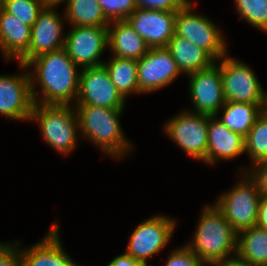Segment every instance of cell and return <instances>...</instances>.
<instances>
[{
  "label": "cell",
  "instance_id": "cell-1",
  "mask_svg": "<svg viewBox=\"0 0 267 266\" xmlns=\"http://www.w3.org/2000/svg\"><path fill=\"white\" fill-rule=\"evenodd\" d=\"M19 66L25 72L31 66L35 68L33 74L29 72L34 103L75 104L79 92L81 70L77 69L78 66L68 56L65 48L42 54L30 60L26 65L19 64ZM36 82L40 87V92L35 90Z\"/></svg>",
  "mask_w": 267,
  "mask_h": 266
},
{
  "label": "cell",
  "instance_id": "cell-2",
  "mask_svg": "<svg viewBox=\"0 0 267 266\" xmlns=\"http://www.w3.org/2000/svg\"><path fill=\"white\" fill-rule=\"evenodd\" d=\"M79 130L105 154L118 160L129 154L132 144L124 136L119 117L124 109L75 104Z\"/></svg>",
  "mask_w": 267,
  "mask_h": 266
},
{
  "label": "cell",
  "instance_id": "cell-3",
  "mask_svg": "<svg viewBox=\"0 0 267 266\" xmlns=\"http://www.w3.org/2000/svg\"><path fill=\"white\" fill-rule=\"evenodd\" d=\"M198 222L192 237L193 241L186 246L206 266L236 256L238 233L215 205L203 207Z\"/></svg>",
  "mask_w": 267,
  "mask_h": 266
},
{
  "label": "cell",
  "instance_id": "cell-4",
  "mask_svg": "<svg viewBox=\"0 0 267 266\" xmlns=\"http://www.w3.org/2000/svg\"><path fill=\"white\" fill-rule=\"evenodd\" d=\"M71 105L34 103L30 120L39 122L41 136L53 149L67 155L77 144L78 118Z\"/></svg>",
  "mask_w": 267,
  "mask_h": 266
},
{
  "label": "cell",
  "instance_id": "cell-5",
  "mask_svg": "<svg viewBox=\"0 0 267 266\" xmlns=\"http://www.w3.org/2000/svg\"><path fill=\"white\" fill-rule=\"evenodd\" d=\"M243 174L233 188L212 203L237 233L256 226L258 207L262 198L256 182L247 172Z\"/></svg>",
  "mask_w": 267,
  "mask_h": 266
},
{
  "label": "cell",
  "instance_id": "cell-6",
  "mask_svg": "<svg viewBox=\"0 0 267 266\" xmlns=\"http://www.w3.org/2000/svg\"><path fill=\"white\" fill-rule=\"evenodd\" d=\"M194 5L189 0L177 11L175 35L191 41L218 61L227 55L226 41L215 23L192 10Z\"/></svg>",
  "mask_w": 267,
  "mask_h": 266
},
{
  "label": "cell",
  "instance_id": "cell-7",
  "mask_svg": "<svg viewBox=\"0 0 267 266\" xmlns=\"http://www.w3.org/2000/svg\"><path fill=\"white\" fill-rule=\"evenodd\" d=\"M220 61L226 102L267 104V92L249 66L227 55L223 56Z\"/></svg>",
  "mask_w": 267,
  "mask_h": 266
},
{
  "label": "cell",
  "instance_id": "cell-8",
  "mask_svg": "<svg viewBox=\"0 0 267 266\" xmlns=\"http://www.w3.org/2000/svg\"><path fill=\"white\" fill-rule=\"evenodd\" d=\"M164 131L187 155L206 163L208 115L184 110L165 123Z\"/></svg>",
  "mask_w": 267,
  "mask_h": 266
},
{
  "label": "cell",
  "instance_id": "cell-9",
  "mask_svg": "<svg viewBox=\"0 0 267 266\" xmlns=\"http://www.w3.org/2000/svg\"><path fill=\"white\" fill-rule=\"evenodd\" d=\"M176 222L164 215H155L137 225L131 233L126 253L138 260L143 266L147 259L166 247L170 241Z\"/></svg>",
  "mask_w": 267,
  "mask_h": 266
},
{
  "label": "cell",
  "instance_id": "cell-10",
  "mask_svg": "<svg viewBox=\"0 0 267 266\" xmlns=\"http://www.w3.org/2000/svg\"><path fill=\"white\" fill-rule=\"evenodd\" d=\"M64 48L78 67L103 65L100 56L108 48V29L107 27L73 26L66 35Z\"/></svg>",
  "mask_w": 267,
  "mask_h": 266
},
{
  "label": "cell",
  "instance_id": "cell-11",
  "mask_svg": "<svg viewBox=\"0 0 267 266\" xmlns=\"http://www.w3.org/2000/svg\"><path fill=\"white\" fill-rule=\"evenodd\" d=\"M81 69L79 92L75 104L124 109L125 99L111 82L104 65Z\"/></svg>",
  "mask_w": 267,
  "mask_h": 266
},
{
  "label": "cell",
  "instance_id": "cell-12",
  "mask_svg": "<svg viewBox=\"0 0 267 266\" xmlns=\"http://www.w3.org/2000/svg\"><path fill=\"white\" fill-rule=\"evenodd\" d=\"M215 62L209 68L188 74L189 93L195 113L218 116L226 103L220 62L219 65L217 61Z\"/></svg>",
  "mask_w": 267,
  "mask_h": 266
},
{
  "label": "cell",
  "instance_id": "cell-13",
  "mask_svg": "<svg viewBox=\"0 0 267 266\" xmlns=\"http://www.w3.org/2000/svg\"><path fill=\"white\" fill-rule=\"evenodd\" d=\"M57 4H46L40 11L31 28V40L28 52L18 61L26 65L30 60L65 46L63 19L56 12ZM59 14V15H58Z\"/></svg>",
  "mask_w": 267,
  "mask_h": 266
},
{
  "label": "cell",
  "instance_id": "cell-14",
  "mask_svg": "<svg viewBox=\"0 0 267 266\" xmlns=\"http://www.w3.org/2000/svg\"><path fill=\"white\" fill-rule=\"evenodd\" d=\"M137 65L140 94L163 89L182 74L166 47L150 48Z\"/></svg>",
  "mask_w": 267,
  "mask_h": 266
},
{
  "label": "cell",
  "instance_id": "cell-15",
  "mask_svg": "<svg viewBox=\"0 0 267 266\" xmlns=\"http://www.w3.org/2000/svg\"><path fill=\"white\" fill-rule=\"evenodd\" d=\"M34 101L27 71L0 75V114L12 120L29 121Z\"/></svg>",
  "mask_w": 267,
  "mask_h": 266
},
{
  "label": "cell",
  "instance_id": "cell-16",
  "mask_svg": "<svg viewBox=\"0 0 267 266\" xmlns=\"http://www.w3.org/2000/svg\"><path fill=\"white\" fill-rule=\"evenodd\" d=\"M177 12L137 8L126 20L150 48L167 47L175 34Z\"/></svg>",
  "mask_w": 267,
  "mask_h": 266
},
{
  "label": "cell",
  "instance_id": "cell-17",
  "mask_svg": "<svg viewBox=\"0 0 267 266\" xmlns=\"http://www.w3.org/2000/svg\"><path fill=\"white\" fill-rule=\"evenodd\" d=\"M245 152V137L229 130L217 116L208 115L206 164L232 160Z\"/></svg>",
  "mask_w": 267,
  "mask_h": 266
},
{
  "label": "cell",
  "instance_id": "cell-18",
  "mask_svg": "<svg viewBox=\"0 0 267 266\" xmlns=\"http://www.w3.org/2000/svg\"><path fill=\"white\" fill-rule=\"evenodd\" d=\"M58 232L59 226L55 222L41 241L21 249L23 266H79L63 249Z\"/></svg>",
  "mask_w": 267,
  "mask_h": 266
},
{
  "label": "cell",
  "instance_id": "cell-19",
  "mask_svg": "<svg viewBox=\"0 0 267 266\" xmlns=\"http://www.w3.org/2000/svg\"><path fill=\"white\" fill-rule=\"evenodd\" d=\"M31 28L0 7V49L7 61H19L28 52Z\"/></svg>",
  "mask_w": 267,
  "mask_h": 266
},
{
  "label": "cell",
  "instance_id": "cell-20",
  "mask_svg": "<svg viewBox=\"0 0 267 266\" xmlns=\"http://www.w3.org/2000/svg\"><path fill=\"white\" fill-rule=\"evenodd\" d=\"M107 29L108 48L113 52V56L138 61L150 49L127 20L110 21Z\"/></svg>",
  "mask_w": 267,
  "mask_h": 266
},
{
  "label": "cell",
  "instance_id": "cell-21",
  "mask_svg": "<svg viewBox=\"0 0 267 266\" xmlns=\"http://www.w3.org/2000/svg\"><path fill=\"white\" fill-rule=\"evenodd\" d=\"M166 48L171 52L181 73L186 75L209 68L215 62L202 48L175 34Z\"/></svg>",
  "mask_w": 267,
  "mask_h": 266
},
{
  "label": "cell",
  "instance_id": "cell-22",
  "mask_svg": "<svg viewBox=\"0 0 267 266\" xmlns=\"http://www.w3.org/2000/svg\"><path fill=\"white\" fill-rule=\"evenodd\" d=\"M266 107L267 104L226 102L221 108L223 115L218 120L229 130L246 137L256 119Z\"/></svg>",
  "mask_w": 267,
  "mask_h": 266
},
{
  "label": "cell",
  "instance_id": "cell-23",
  "mask_svg": "<svg viewBox=\"0 0 267 266\" xmlns=\"http://www.w3.org/2000/svg\"><path fill=\"white\" fill-rule=\"evenodd\" d=\"M236 255L250 266H267V230L254 226L239 232Z\"/></svg>",
  "mask_w": 267,
  "mask_h": 266
},
{
  "label": "cell",
  "instance_id": "cell-24",
  "mask_svg": "<svg viewBox=\"0 0 267 266\" xmlns=\"http://www.w3.org/2000/svg\"><path fill=\"white\" fill-rule=\"evenodd\" d=\"M111 82L125 99L128 95L139 94L137 61L128 58L113 56L110 61L103 62Z\"/></svg>",
  "mask_w": 267,
  "mask_h": 266
},
{
  "label": "cell",
  "instance_id": "cell-25",
  "mask_svg": "<svg viewBox=\"0 0 267 266\" xmlns=\"http://www.w3.org/2000/svg\"><path fill=\"white\" fill-rule=\"evenodd\" d=\"M64 18L72 26L108 27L110 21L105 17L98 0H64Z\"/></svg>",
  "mask_w": 267,
  "mask_h": 266
},
{
  "label": "cell",
  "instance_id": "cell-26",
  "mask_svg": "<svg viewBox=\"0 0 267 266\" xmlns=\"http://www.w3.org/2000/svg\"><path fill=\"white\" fill-rule=\"evenodd\" d=\"M245 152L252 164L267 159V109L258 116L245 137Z\"/></svg>",
  "mask_w": 267,
  "mask_h": 266
},
{
  "label": "cell",
  "instance_id": "cell-27",
  "mask_svg": "<svg viewBox=\"0 0 267 266\" xmlns=\"http://www.w3.org/2000/svg\"><path fill=\"white\" fill-rule=\"evenodd\" d=\"M46 4L44 0H2L0 7L22 23L32 27Z\"/></svg>",
  "mask_w": 267,
  "mask_h": 266
},
{
  "label": "cell",
  "instance_id": "cell-28",
  "mask_svg": "<svg viewBox=\"0 0 267 266\" xmlns=\"http://www.w3.org/2000/svg\"><path fill=\"white\" fill-rule=\"evenodd\" d=\"M240 19L267 33V0H235Z\"/></svg>",
  "mask_w": 267,
  "mask_h": 266
},
{
  "label": "cell",
  "instance_id": "cell-29",
  "mask_svg": "<svg viewBox=\"0 0 267 266\" xmlns=\"http://www.w3.org/2000/svg\"><path fill=\"white\" fill-rule=\"evenodd\" d=\"M109 21L126 20L136 9L135 0H98Z\"/></svg>",
  "mask_w": 267,
  "mask_h": 266
},
{
  "label": "cell",
  "instance_id": "cell-30",
  "mask_svg": "<svg viewBox=\"0 0 267 266\" xmlns=\"http://www.w3.org/2000/svg\"><path fill=\"white\" fill-rule=\"evenodd\" d=\"M205 263L195 255L186 245L173 250L165 266H204Z\"/></svg>",
  "mask_w": 267,
  "mask_h": 266
},
{
  "label": "cell",
  "instance_id": "cell-31",
  "mask_svg": "<svg viewBox=\"0 0 267 266\" xmlns=\"http://www.w3.org/2000/svg\"><path fill=\"white\" fill-rule=\"evenodd\" d=\"M189 0H135L137 8L177 12Z\"/></svg>",
  "mask_w": 267,
  "mask_h": 266
},
{
  "label": "cell",
  "instance_id": "cell-32",
  "mask_svg": "<svg viewBox=\"0 0 267 266\" xmlns=\"http://www.w3.org/2000/svg\"><path fill=\"white\" fill-rule=\"evenodd\" d=\"M20 241L15 243H0V266H23Z\"/></svg>",
  "mask_w": 267,
  "mask_h": 266
},
{
  "label": "cell",
  "instance_id": "cell-33",
  "mask_svg": "<svg viewBox=\"0 0 267 266\" xmlns=\"http://www.w3.org/2000/svg\"><path fill=\"white\" fill-rule=\"evenodd\" d=\"M256 182L262 197H267V159L255 162L251 169L244 170Z\"/></svg>",
  "mask_w": 267,
  "mask_h": 266
},
{
  "label": "cell",
  "instance_id": "cell-34",
  "mask_svg": "<svg viewBox=\"0 0 267 266\" xmlns=\"http://www.w3.org/2000/svg\"><path fill=\"white\" fill-rule=\"evenodd\" d=\"M107 266H143L138 260L124 253L115 257Z\"/></svg>",
  "mask_w": 267,
  "mask_h": 266
},
{
  "label": "cell",
  "instance_id": "cell-35",
  "mask_svg": "<svg viewBox=\"0 0 267 266\" xmlns=\"http://www.w3.org/2000/svg\"><path fill=\"white\" fill-rule=\"evenodd\" d=\"M256 226L267 230V197H262L260 200Z\"/></svg>",
  "mask_w": 267,
  "mask_h": 266
},
{
  "label": "cell",
  "instance_id": "cell-36",
  "mask_svg": "<svg viewBox=\"0 0 267 266\" xmlns=\"http://www.w3.org/2000/svg\"><path fill=\"white\" fill-rule=\"evenodd\" d=\"M210 266H250L246 261L240 259L237 255L228 259L218 260L208 264Z\"/></svg>",
  "mask_w": 267,
  "mask_h": 266
},
{
  "label": "cell",
  "instance_id": "cell-37",
  "mask_svg": "<svg viewBox=\"0 0 267 266\" xmlns=\"http://www.w3.org/2000/svg\"><path fill=\"white\" fill-rule=\"evenodd\" d=\"M47 4H61L62 2L64 3V0H44Z\"/></svg>",
  "mask_w": 267,
  "mask_h": 266
}]
</instances>
